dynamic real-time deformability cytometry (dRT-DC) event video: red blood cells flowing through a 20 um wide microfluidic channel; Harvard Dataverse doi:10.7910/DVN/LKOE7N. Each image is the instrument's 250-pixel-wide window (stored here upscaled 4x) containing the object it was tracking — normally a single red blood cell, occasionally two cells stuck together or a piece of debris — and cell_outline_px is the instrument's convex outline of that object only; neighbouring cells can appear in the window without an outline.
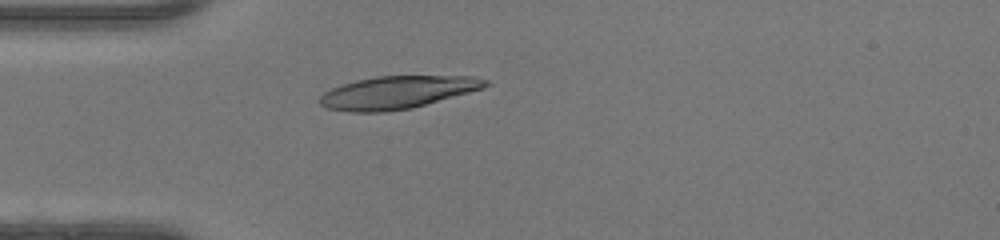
{"species": "human", "species_latin": "Homo sapiens", "temperature_condition": "warm", "stored_images_in_passage": 36, "camera_frame_rate_fps": 3000, "um_per_image_px": 0.085, "donor": {"sex": "female"}, "frame": {"image": 1, "passage_image": 1, "time_ms": 0.0, "image_size_px": [1000, 240], "cell_outline_px": [[492, 84], [484, 88], [412, 108], [384, 112], [348, 112], [328, 108], [320, 104], [320, 96], [324, 92], [340, 84], [356, 80], [376, 76], [472, 76], [488, 80]], "centroid_in_image_um": [33.78, 7.85], "position_along_channel_um": 51.2, "area_um2": 31.62}}
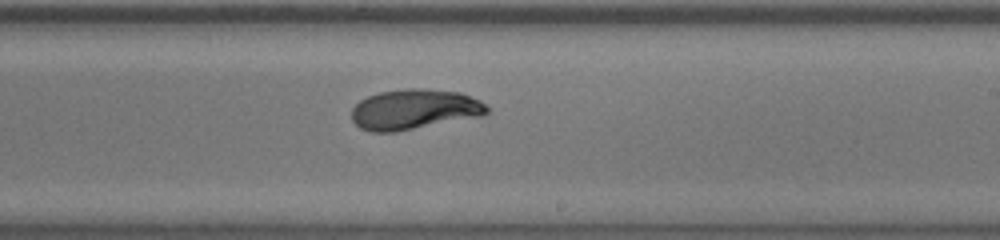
{"frame": {"image": 2, "passage_image": 16, "time_ms": 5.0, "image_size_px": [1000, 240], "cell_outline_px": [[492, 112], [484, 116], [396, 132], [368, 132], [360, 128], [352, 120], [352, 108], [360, 100], [368, 96], [380, 92], [408, 88], [420, 88], [460, 92], [480, 100]], "centroid_in_image_um": [35.24, 9.31], "position_along_channel_um": 253.8, "area_um2": 32.08}}
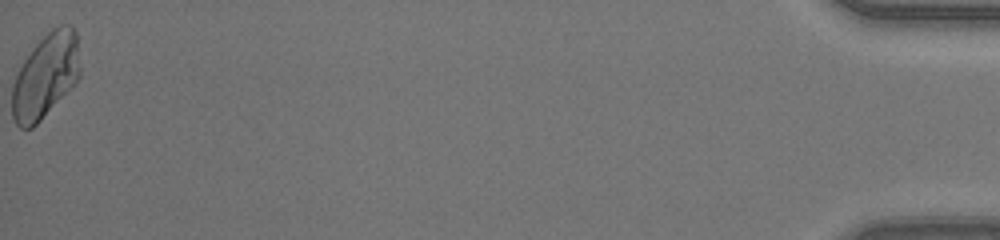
{"frame": {"image": 3, "passage_image": 36, "time_ms": 11.667, "image_size_px": [1000, 240], "cell_outline_px": [[80, 76], [72, 88], [32, 128], [20, 128], [16, 124], [12, 116], [12, 84], [24, 60], [32, 48], [52, 28], [60, 24], [72, 24], [76, 32], [80, 68]], "centroid_in_image_um": [3.89, 6.44], "position_along_channel_um": 431.3, "area_um2": 33.47}, "authors_computed_cell_mechanics": {"area_um2": 31.4432, "velocity_mm_per_s": 4.2627, "shape_relaxation_time_tau1_ms": 3.5222, "shape_relaxation_time_tau2_ms": 1.4551, "deformation_change_tau1": 0.1703, "deformation_change_tau2": 0.0346}}